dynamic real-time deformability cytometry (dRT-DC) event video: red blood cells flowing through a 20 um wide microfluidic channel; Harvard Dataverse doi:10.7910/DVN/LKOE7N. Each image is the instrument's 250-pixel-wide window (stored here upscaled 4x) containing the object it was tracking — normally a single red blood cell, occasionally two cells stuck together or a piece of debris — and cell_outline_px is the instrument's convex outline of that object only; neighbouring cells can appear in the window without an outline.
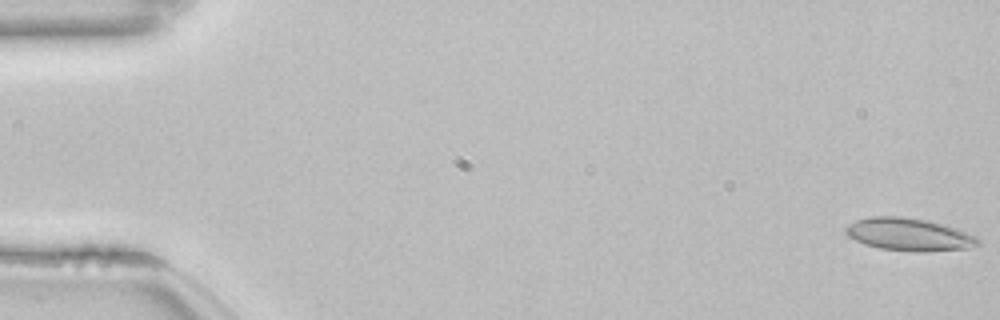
{"species": "common noctule bat (a hibernating species)", "species_latin": "Nyctalus noctula", "temperature_condition": "room temperature", "stored_images_in_passage": 54, "camera_frame_rate_fps": 3000, "um_per_image_px": 0.085, "animal": {"sex": "female", "body_mass_g": 22.7, "forearm_length_mm": 54.2}, "frame": {"image": 1, "passage_image": 1, "time_ms": 0.0, "image_size_px": [1000, 320], "cell_outline_px": [[980, 244], [968, 248], [924, 252], [912, 252], [880, 248], [864, 244], [848, 236], [844, 232], [844, 228], [848, 224], [856, 220], [868, 216], [904, 216], [928, 220], [944, 224], [956, 228], [976, 236], [980, 240]], "centroid_in_image_um": [77.25, 19.92], "position_along_channel_um": 7.7, "area_um2": 25.49}}
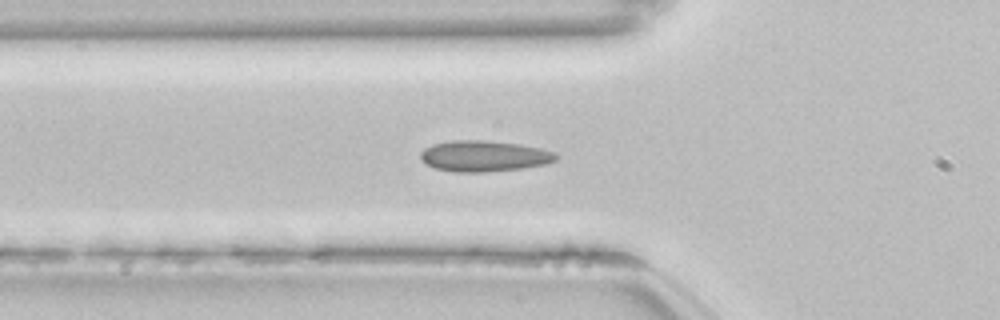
{"frame": {"image": 2, "passage_image": 19, "time_ms": 6.0, "image_size_px": [1000, 320], "cell_outline_px": [[560, 156], [556, 160], [544, 164], [520, 168], [488, 172], [452, 172], [436, 168], [428, 164], [420, 156], [420, 152], [424, 148], [432, 144], [452, 140], [484, 140], [520, 144], [540, 148], [556, 152]], "centroid_in_image_um": [41.16, 13.26], "position_along_channel_um": 84.6, "area_um2": 24.45}}
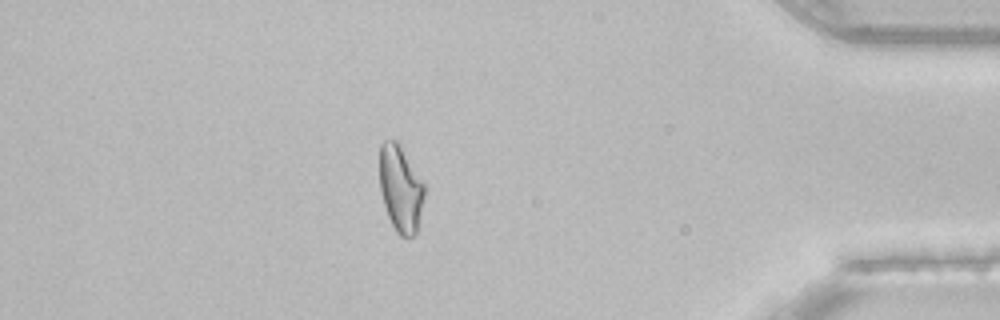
{"frame": {"image": 3, "passage_image": 47, "time_ms": 15.333, "image_size_px": [1000, 320], "cell_outline_px": [[428, 184], [416, 232], [412, 236], [400, 236], [396, 232], [388, 216], [380, 192], [380, 144], [384, 140], [396, 140], [400, 144]], "centroid_in_image_um": [34.09, 15.98], "position_along_channel_um": 401.1, "area_um2": 23.24}, "authors_computed_cell_mechanics": {"area_um2": 23.698, "velocity_mm_per_s": 3.8358, "shape_relaxation_time_tau1_ms": null, "shape_relaxation_time_tau2_ms": 1.1548, "deformation_change_tau1": null, "deformation_change_tau2": 0.0543}}